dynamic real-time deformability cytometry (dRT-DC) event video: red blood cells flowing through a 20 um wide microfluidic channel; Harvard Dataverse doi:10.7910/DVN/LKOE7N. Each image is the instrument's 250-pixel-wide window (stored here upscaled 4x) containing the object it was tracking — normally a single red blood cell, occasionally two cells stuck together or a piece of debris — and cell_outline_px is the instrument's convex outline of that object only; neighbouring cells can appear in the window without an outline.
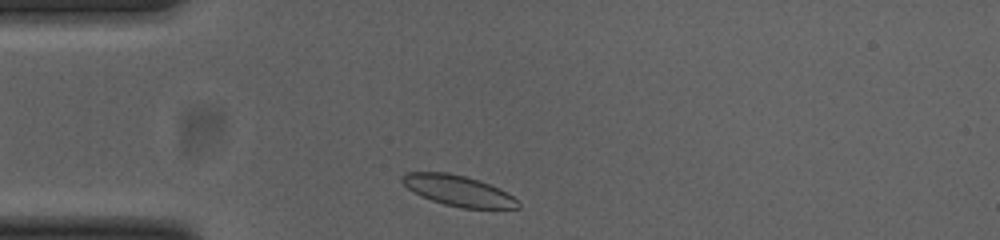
{"species": "common noctule bat (a hibernating species)", "species_latin": "Nyctalus noctula", "temperature_condition": "cold", "stored_images_in_passage": 31, "camera_frame_rate_fps": 3000, "um_per_image_px": 0.085, "animal": {"sex": "female", "body_mass_g": 23.0, "forearm_length_mm": 53.4}, "frame": {"image": 1, "passage_image": 2, "time_ms": 0.333, "image_size_px": [1000, 240], "cell_outline_px": [[520, 208], [464, 208], [444, 204], [420, 196], [412, 192], [400, 180], [400, 176], [408, 172], [448, 172], [464, 176], [500, 188], [512, 196], [520, 204]], "centroid_in_image_um": [38.91, 16.2], "position_along_channel_um": 46.1, "area_um2": 20.52}}
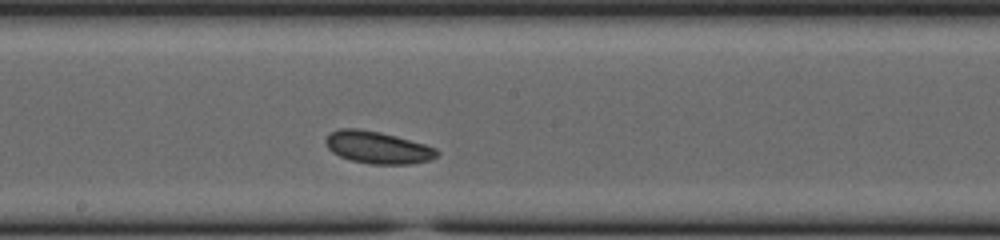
{"frame": {"image": 2, "passage_image": 17, "time_ms": 5.333, "image_size_px": [1000, 240], "cell_outline_px": [[440, 152], [436, 156], [428, 160], [408, 164], [372, 164], [352, 160], [340, 156], [332, 152], [328, 148], [324, 140], [332, 132], [340, 128], [360, 128], [380, 132], [396, 136], [424, 144], [436, 148]], "centroid_in_image_um": [32.09, 12.52], "position_along_channel_um": 216.1, "area_um2": 20.69}}
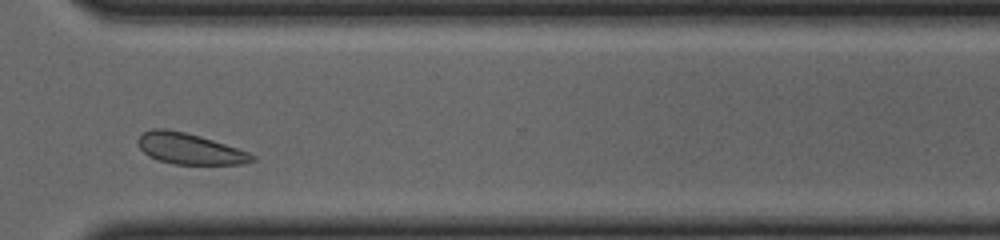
{"frame": {"image": 3, "passage_image": 28, "time_ms": 9.0, "image_size_px": [1000, 240], "cell_outline_px": [[256, 160], [244, 164], [172, 164], [148, 156], [136, 144], [136, 140], [144, 132], [152, 128], [164, 128], [184, 132], [200, 136], [248, 152], [256, 156]], "centroid_in_image_um": [16.09, 12.64], "position_along_channel_um": 354.5, "area_um2": 20.52}, "authors_computed_cell_mechanics": {"area_um2": 20.5768, "velocity_mm_per_s": 3.7549, "shape_relaxation_time_tau1_ms": 3.2387, "shape_relaxation_time_tau2_ms": null, "deformation_change_tau1": 0.0773, "deformation_change_tau2": null}}